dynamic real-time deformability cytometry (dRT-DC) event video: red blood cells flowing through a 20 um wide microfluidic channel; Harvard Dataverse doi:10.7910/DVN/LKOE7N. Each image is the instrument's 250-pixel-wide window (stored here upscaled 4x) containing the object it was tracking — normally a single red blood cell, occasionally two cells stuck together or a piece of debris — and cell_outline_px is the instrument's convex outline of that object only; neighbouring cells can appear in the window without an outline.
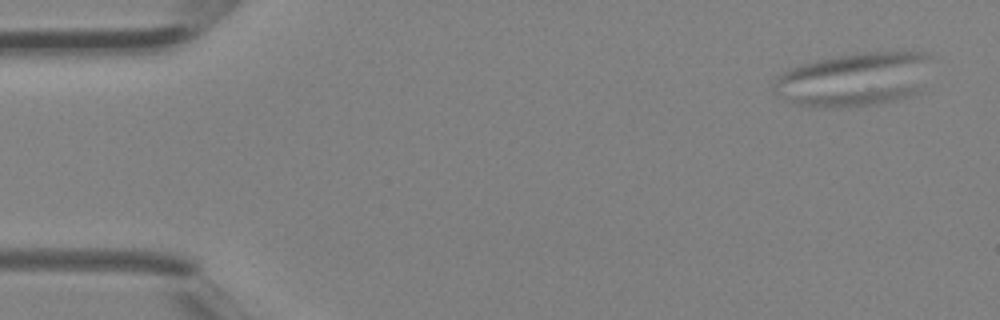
{"species": "Egyptian fruit bat (a non-hibernating species)", "species_latin": "Rousettus aegyptiacus", "temperature_condition": "room temperature", "stored_images_in_passage": 5, "segment_of_instrument_passage": [1, 2], "camera_frame_rate_fps": 3000, "um_per_image_px": 0.085, "animal": {"sex": "female"}, "frame": {"image": 1, "passage_image": 1, "time_ms": 0.0, "image_size_px": [1000, 320], "cell_outline_px": [[924, 92], [912, 96], [896, 100], [876, 104], [836, 108], [828, 108], [800, 104], [788, 100], [808, 92], [884, 88], [924, 88]], "centroid_in_image_um": [72.64, 8.25], "position_along_channel_um": 12.4, "area_um2": 12.66}}